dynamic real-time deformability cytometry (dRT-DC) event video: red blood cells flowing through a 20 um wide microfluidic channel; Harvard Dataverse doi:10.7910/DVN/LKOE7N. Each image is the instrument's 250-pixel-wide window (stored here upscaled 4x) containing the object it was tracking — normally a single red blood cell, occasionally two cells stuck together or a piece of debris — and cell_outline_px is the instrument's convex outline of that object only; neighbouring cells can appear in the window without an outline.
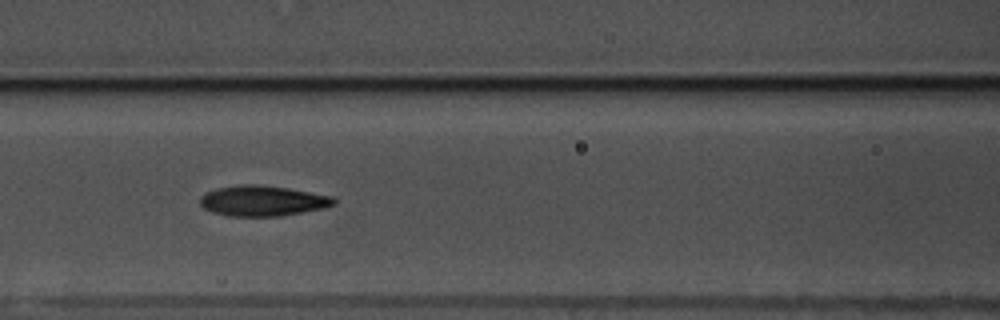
{"species": "common noctule bat (a hibernating species)", "species_latin": "Nyctalus noctula", "temperature_condition": "warm", "stored_images_in_passage": 13, "camera_frame_rate_fps": 3000, "um_per_image_px": 0.085, "animal": {"sex": "male", "body_mass_g": 17.5, "forearm_length_mm": 52.3}, "frame": {"image": 1, "passage_image": 10, "time_ms": 3.0, "image_size_px": [1000, 320], "cell_outline_px": [[336, 204], [324, 208], [276, 216], [228, 216], [212, 212], [204, 208], [200, 204], [200, 196], [204, 192], [216, 188], [236, 184], [256, 184], [288, 188], [332, 196], [336, 200]], "centroid_in_image_um": [22.27, 17.05], "position_along_channel_um": 144.3, "area_um2": 23.81}}